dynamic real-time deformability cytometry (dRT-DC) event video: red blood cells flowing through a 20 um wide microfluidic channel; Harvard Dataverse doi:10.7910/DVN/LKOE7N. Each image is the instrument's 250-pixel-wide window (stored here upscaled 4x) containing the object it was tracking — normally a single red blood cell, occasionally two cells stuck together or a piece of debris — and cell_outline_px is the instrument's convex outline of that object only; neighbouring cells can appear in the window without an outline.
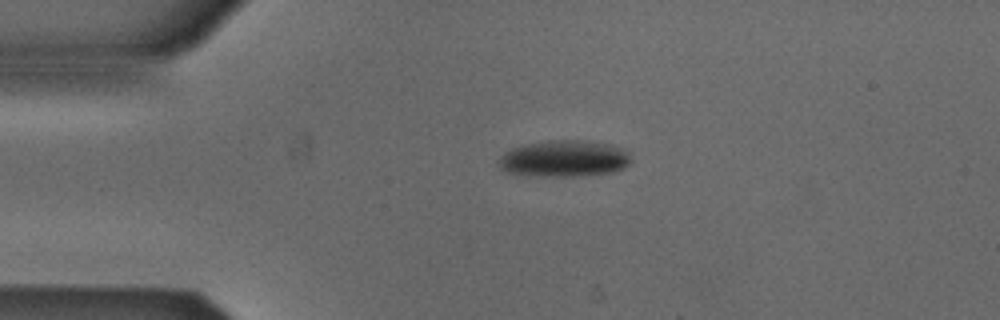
{"species": "Egyptian fruit bat (a non-hibernating species)", "species_latin": "Rousettus aegyptiacus", "temperature_condition": "cold", "stored_images_in_passage": 2, "camera_frame_rate_fps": 3000, "um_per_image_px": 0.085, "animal": {"sex": "male"}, "frame": {"image": 1, "passage_image": 1, "time_ms": 0.0, "image_size_px": [1000, 320], "cell_outline_px": [[632, 160], [624, 168], [612, 172], [572, 176], [524, 176], [508, 172], [500, 168], [500, 156], [504, 152], [512, 148], [528, 144], [548, 140], [584, 140], [612, 144], [624, 148], [628, 152]], "centroid_in_image_um": [47.98, 13.48], "position_along_channel_um": 37.0, "area_um2": 28.32}}